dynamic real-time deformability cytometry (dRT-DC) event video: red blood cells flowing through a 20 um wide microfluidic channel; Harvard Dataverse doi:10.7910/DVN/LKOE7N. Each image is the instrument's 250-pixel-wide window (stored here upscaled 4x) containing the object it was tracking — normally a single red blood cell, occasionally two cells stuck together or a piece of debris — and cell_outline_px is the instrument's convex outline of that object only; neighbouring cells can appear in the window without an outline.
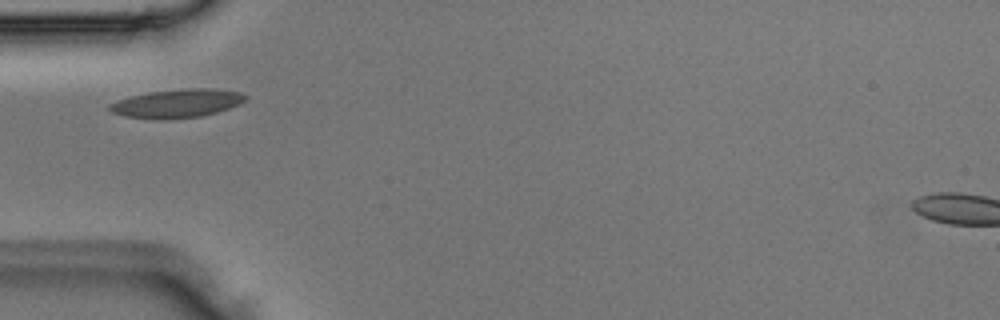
{"species": "Egyptian fruit bat (a non-hibernating species)", "species_latin": "Rousettus aegyptiacus", "temperature_condition": "room temperature", "stored_images_in_passage": 2, "camera_frame_rate_fps": 3000, "um_per_image_px": 0.085, "animal": {"sex": "male"}, "frame": {"image": 1, "passage_image": 2, "time_ms": 0.333, "image_size_px": [1000, 320], "cell_outline_px": [[248, 96], [240, 104], [216, 112], [200, 116], [164, 120], [156, 120], [124, 116], [112, 112], [108, 108], [108, 104], [132, 96], [148, 92], [188, 88], [216, 88], [240, 92]], "centroid_in_image_um": [15.05, 8.79], "position_along_channel_um": 69.9, "area_um2": 22.6}}